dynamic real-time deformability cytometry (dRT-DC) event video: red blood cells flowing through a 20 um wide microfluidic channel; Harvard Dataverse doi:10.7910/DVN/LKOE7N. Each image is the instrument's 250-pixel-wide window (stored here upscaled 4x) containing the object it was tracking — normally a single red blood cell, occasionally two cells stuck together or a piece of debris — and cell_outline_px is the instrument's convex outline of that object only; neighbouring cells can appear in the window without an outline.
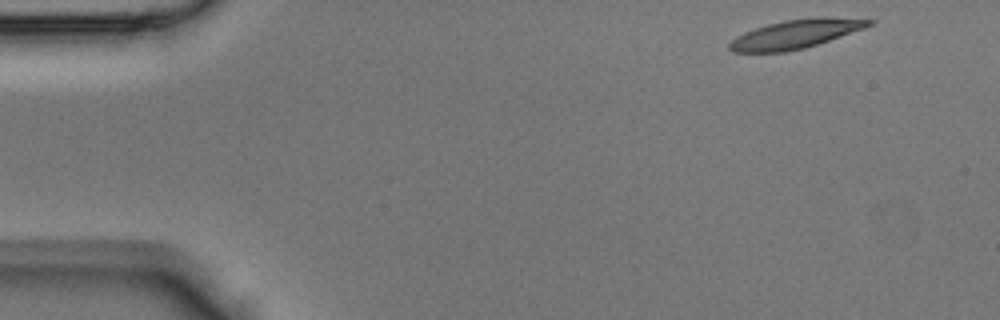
{"species": "Egyptian fruit bat (a non-hibernating species)", "species_latin": "Rousettus aegyptiacus", "temperature_condition": "room temperature", "stored_images_in_passage": 41, "camera_frame_rate_fps": 3000, "um_per_image_px": 0.085, "animal": {"sex": "male"}, "frame": {"image": 1, "passage_image": 1, "time_ms": 0.0, "image_size_px": [1000, 320], "cell_outline_px": [[876, 20], [872, 24], [840, 36], [804, 48], [784, 52], [732, 52], [728, 48], [728, 44], [736, 36], [744, 32], [768, 24], [784, 20], [816, 16], [824, 16]], "centroid_in_image_um": [67.58, 2.88], "position_along_channel_um": 17.4, "area_um2": 23.18}}
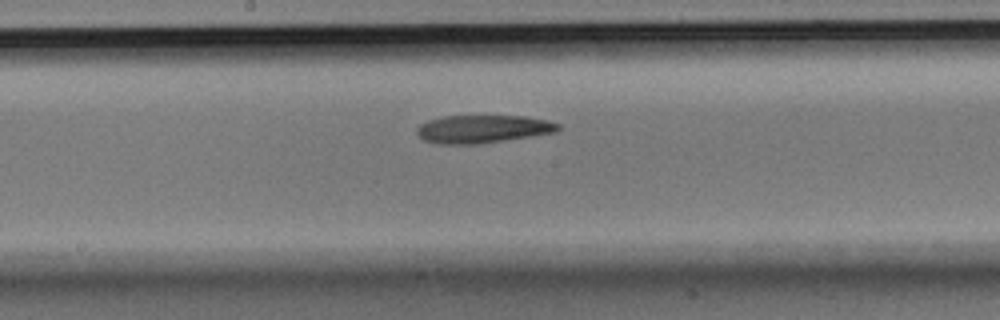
{"frame": {"image": 2, "passage_image": 20, "time_ms": 6.333, "image_size_px": [1000, 320], "cell_outline_px": [[560, 128], [556, 132], [532, 136], [480, 144], [436, 144], [424, 140], [416, 132], [416, 128], [420, 124], [428, 120], [444, 116], [524, 116], [548, 120], [560, 124]], "centroid_in_image_um": [41.03, 10.97], "position_along_channel_um": 207.2, "area_um2": 23.12}}
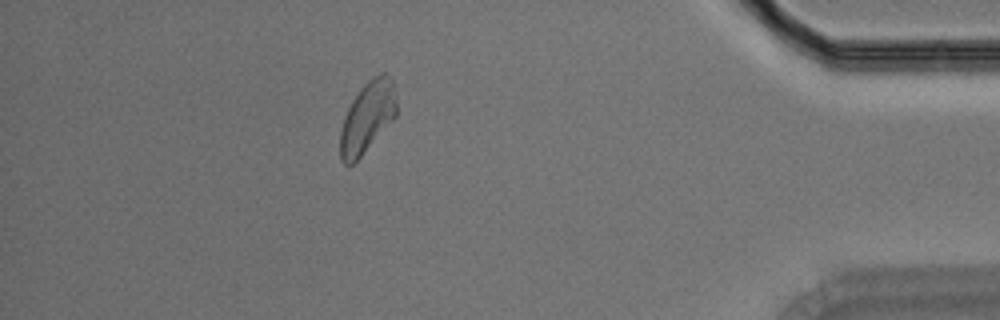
{"frame": {"image": 3, "passage_image": 36, "time_ms": 11.667, "image_size_px": [1000, 320], "cell_outline_px": [[396, 116], [360, 156], [352, 164], [344, 164], [340, 160], [340, 132], [344, 116], [352, 100], [360, 88], [372, 76], [384, 72], [392, 76], [396, 96]], "centroid_in_image_um": [31.23, 9.91], "position_along_channel_um": 404.0, "area_um2": 23.24}}